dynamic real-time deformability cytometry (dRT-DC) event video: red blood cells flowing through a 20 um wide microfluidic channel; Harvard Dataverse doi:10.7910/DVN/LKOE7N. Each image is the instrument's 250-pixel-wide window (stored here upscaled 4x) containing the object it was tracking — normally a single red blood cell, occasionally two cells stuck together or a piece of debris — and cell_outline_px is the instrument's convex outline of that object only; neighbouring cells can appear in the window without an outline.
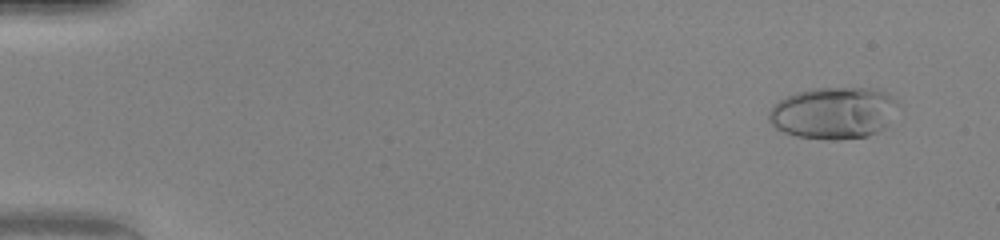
{"species": "human", "species_latin": "Homo sapiens", "temperature_condition": "warm", "stored_images_in_passage": 51, "camera_frame_rate_fps": 3000, "um_per_image_px": 0.085, "donor": {"sex": "female"}, "frame": {"image": 1, "passage_image": 4, "time_ms": 1.0, "image_size_px": [1000, 240], "cell_outline_px": [[900, 104], [884, 128], [868, 136], [836, 140], [828, 140], [796, 136], [784, 132], [776, 128], [768, 120], [768, 112], [780, 100], [796, 92], [812, 88], [868, 88], [884, 92], [892, 96]], "centroid_in_image_um": [70.85, 9.6], "position_along_channel_um": 14.1, "area_um2": 38.96}}
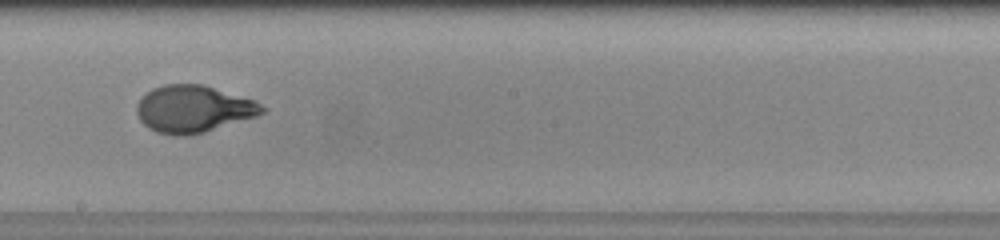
{"frame": {"image": 2, "passage_image": 30, "time_ms": 9.667, "image_size_px": [1000, 240], "cell_outline_px": [[268, 108], [264, 112], [256, 116], [204, 132], [188, 136], [176, 136], [156, 132], [148, 128], [140, 120], [136, 112], [136, 104], [152, 88], [164, 84], [200, 84], [256, 100]], "centroid_in_image_um": [16.44, 9.27], "position_along_channel_um": 231.8, "area_um2": 34.39}}
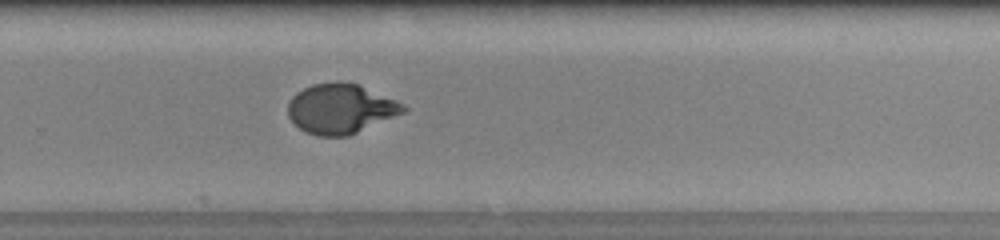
{"frame": {"image": 3, "passage_image": 35, "time_ms": 11.333, "image_size_px": [1000, 240], "cell_outline_px": [[408, 108], [404, 112], [348, 136], [320, 136], [308, 132], [300, 128], [288, 116], [288, 104], [292, 96], [296, 92], [312, 84], [336, 80], [340, 80], [356, 84], [396, 100], [404, 104]], "centroid_in_image_um": [28.93, 9.22], "position_along_channel_um": 300.9, "area_um2": 33.23}, "authors_computed_cell_mechanics": {"area_um2": 33.813, "velocity_mm_per_s": 4.1573, "shape_relaxation_time_tau1_ms": 5.1393, "shape_relaxation_time_tau2_ms": null, "deformation_change_tau1": 0.2689, "deformation_change_tau2": null}}